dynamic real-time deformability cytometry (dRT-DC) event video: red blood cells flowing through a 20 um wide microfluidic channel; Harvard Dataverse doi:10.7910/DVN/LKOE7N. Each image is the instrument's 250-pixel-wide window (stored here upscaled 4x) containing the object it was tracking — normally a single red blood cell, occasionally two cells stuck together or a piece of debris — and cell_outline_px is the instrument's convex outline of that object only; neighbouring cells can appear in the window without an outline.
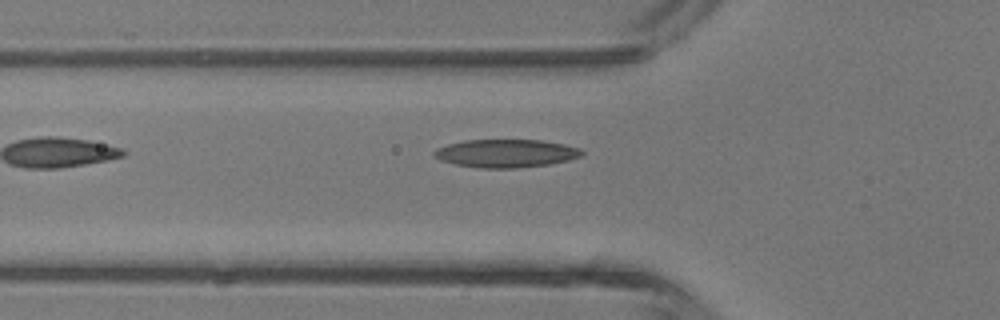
{"species": "common noctule bat (a hibernating species)", "species_latin": "Nyctalus noctula", "temperature_condition": "room temperature", "stored_images_in_passage": 5, "camera_frame_rate_fps": 3000, "um_per_image_px": 0.085, "animal": {"sex": "male", "body_mass_g": 13.3}, "frame": {"image": 1, "passage_image": 5, "time_ms": 4.667, "image_size_px": [1000, 320], "cell_outline_px": [[584, 156], [568, 160], [548, 164], [516, 168], [476, 168], [456, 164], [440, 160], [432, 156], [432, 152], [436, 148], [448, 144], [464, 140], [544, 140], [564, 144], [580, 148], [584, 152]], "centroid_in_image_um": [43.0, 13.03], "position_along_channel_um": 82.8, "area_um2": 24.39}}